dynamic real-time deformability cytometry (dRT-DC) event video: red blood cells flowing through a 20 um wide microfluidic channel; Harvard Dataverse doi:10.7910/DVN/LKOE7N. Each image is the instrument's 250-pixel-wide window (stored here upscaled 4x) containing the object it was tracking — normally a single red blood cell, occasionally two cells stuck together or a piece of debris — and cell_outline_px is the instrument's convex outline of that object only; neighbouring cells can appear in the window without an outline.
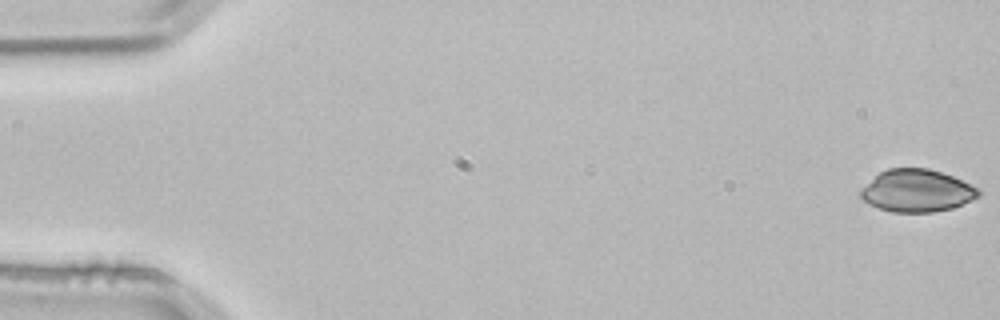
{"species": "common noctule bat (a hibernating species)", "species_latin": "Nyctalus noctula", "temperature_condition": "room temperature", "stored_images_in_passage": 3, "camera_frame_rate_fps": 3000, "um_per_image_px": 0.085, "animal": {"sex": "male", "body_mass_g": 21.5, "forearm_length_mm": 52.0}, "frame": {"image": 1, "passage_image": 3, "time_ms": 0.667, "image_size_px": [1000, 320], "cell_outline_px": [[980, 196], [952, 208], [932, 212], [892, 212], [868, 204], [860, 196], [860, 188], [880, 172], [888, 168], [928, 168], [952, 176], [976, 188], [980, 192]], "centroid_in_image_um": [77.89, 16.21], "position_along_channel_um": 7.1, "area_um2": 28.84}}